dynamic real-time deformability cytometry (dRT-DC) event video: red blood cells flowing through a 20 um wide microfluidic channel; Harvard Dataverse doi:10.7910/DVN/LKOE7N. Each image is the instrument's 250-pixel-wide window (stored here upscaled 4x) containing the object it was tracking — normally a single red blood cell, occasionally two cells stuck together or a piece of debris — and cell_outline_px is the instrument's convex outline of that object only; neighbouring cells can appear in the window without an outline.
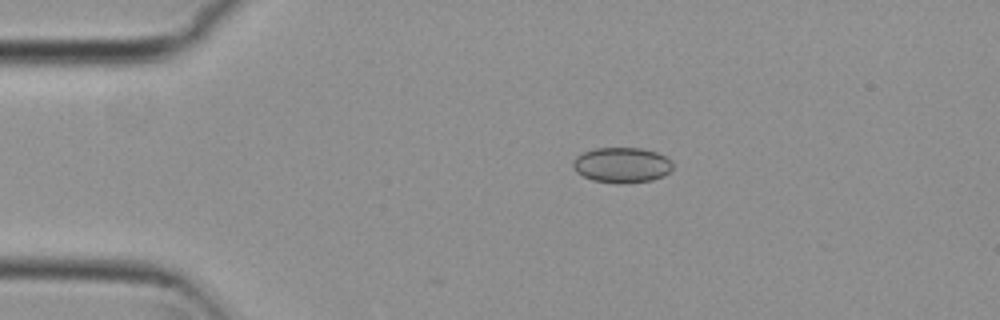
{"species": "common noctule bat (a hibernating species)", "species_latin": "Nyctalus noctula", "temperature_condition": "cold", "stored_images_in_passage": 3, "camera_frame_rate_fps": 3000, "um_per_image_px": 0.085, "animal": {"sex": "female", "body_mass_g": 29.2, "forearm_length_mm": 56.3}, "frame": {"image": 1, "passage_image": 2, "time_ms": 0.333, "image_size_px": [1000, 320], "cell_outline_px": [[672, 168], [664, 176], [652, 180], [616, 184], [592, 180], [576, 172], [572, 168], [572, 160], [576, 156], [592, 148], [640, 148], [656, 152], [672, 160]], "centroid_in_image_um": [52.82, 14.03], "position_along_channel_um": 32.2, "area_um2": 20.69}}